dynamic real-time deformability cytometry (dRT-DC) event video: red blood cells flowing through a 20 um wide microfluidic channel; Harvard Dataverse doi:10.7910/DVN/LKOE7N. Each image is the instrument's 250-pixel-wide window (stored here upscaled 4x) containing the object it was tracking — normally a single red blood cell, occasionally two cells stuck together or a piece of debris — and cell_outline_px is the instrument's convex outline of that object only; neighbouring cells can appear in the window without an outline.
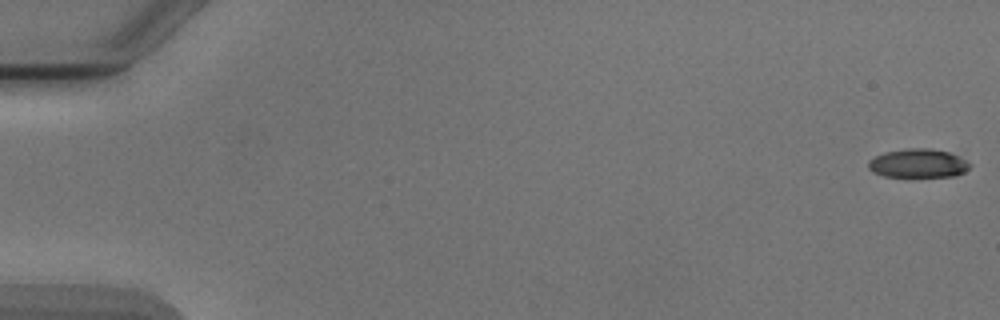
{"species": "Egyptian fruit bat (a non-hibernating species)", "species_latin": "Rousettus aegyptiacus", "temperature_condition": "cold", "stored_images_in_passage": 5, "camera_frame_rate_fps": 3000, "um_per_image_px": 0.085, "animal": {"sex": "male"}, "frame": {"image": 1, "passage_image": 1, "time_ms": 0.0, "image_size_px": [1000, 320], "cell_outline_px": [[972, 164], [964, 172], [956, 176], [884, 176], [872, 172], [868, 168], [868, 160], [884, 152], [908, 148], [928, 148], [948, 152]], "centroid_in_image_um": [78.0, 13.88], "position_along_channel_um": 7.0, "area_um2": 16.82}}
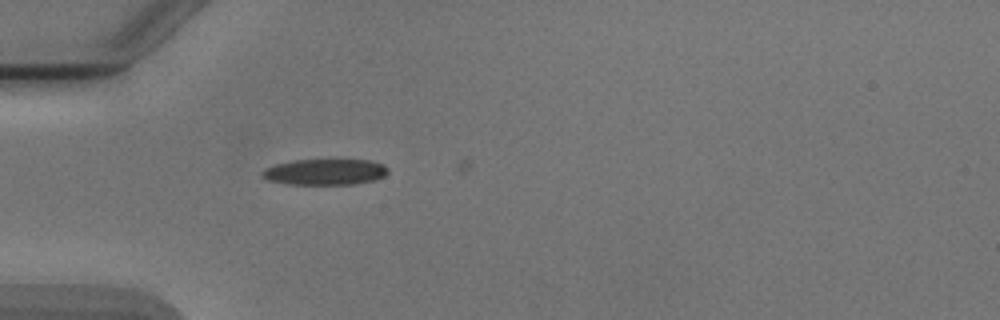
{"frame": {"image": 2, "passage_image": 5, "time_ms": 5.333, "image_size_px": [1000, 320], "cell_outline_px": [[388, 172], [384, 176], [372, 180], [356, 184], [288, 184], [268, 180], [260, 172], [264, 168], [276, 164], [292, 160], [368, 160], [384, 164], [388, 168]], "centroid_in_image_um": [27.62, 14.61], "position_along_channel_um": 57.4, "area_um2": 18.96}}